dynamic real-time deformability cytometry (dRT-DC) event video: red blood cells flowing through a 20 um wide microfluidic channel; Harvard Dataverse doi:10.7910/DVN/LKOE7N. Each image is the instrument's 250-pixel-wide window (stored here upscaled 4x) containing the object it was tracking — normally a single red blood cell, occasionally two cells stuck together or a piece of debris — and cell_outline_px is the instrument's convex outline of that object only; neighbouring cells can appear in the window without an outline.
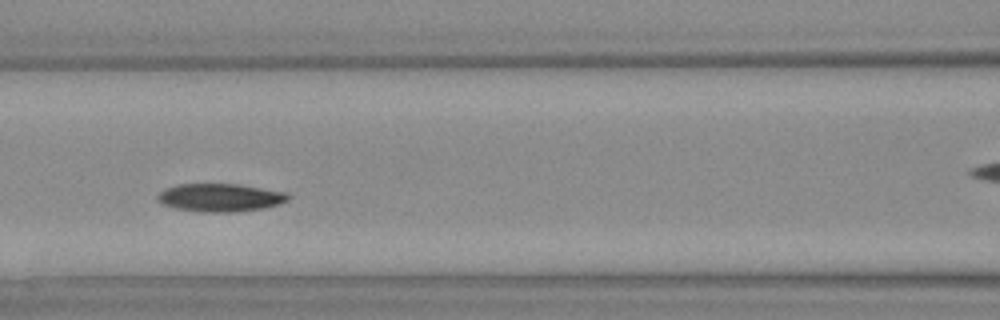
{"species": "Egyptian fruit bat (a non-hibernating species)", "species_latin": "Rousettus aegyptiacus", "temperature_condition": "warm", "stored_images_in_passage": 26, "camera_frame_rate_fps": 3000, "um_per_image_px": 0.085, "animal": {"sex": "female"}, "frame": {"image": 1, "passage_image": 5, "time_ms": 1.333, "image_size_px": [1000, 320], "cell_outline_px": [[288, 200], [280, 204], [264, 208], [236, 212], [200, 212], [176, 208], [164, 204], [156, 196], [164, 188], [180, 184], [240, 184], [288, 192]], "centroid_in_image_um": [18.76, 16.79], "position_along_channel_um": 147.8, "area_um2": 21.39}}
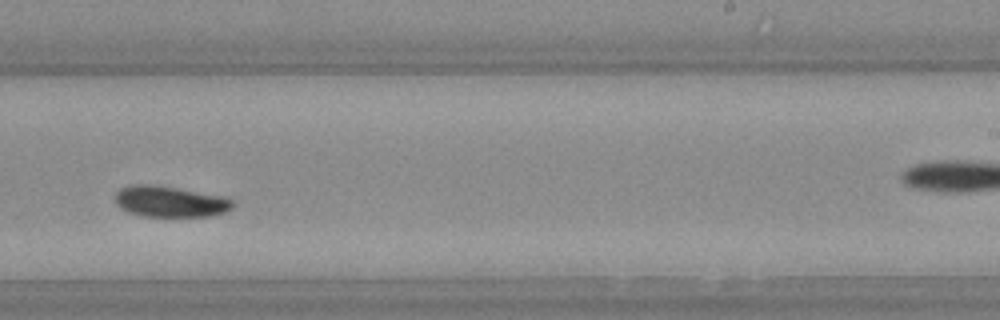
{"frame": {"image": 2, "passage_image": 12, "time_ms": 3.667, "image_size_px": [1000, 320], "cell_outline_px": [[232, 208], [224, 212], [212, 216], [144, 216], [128, 212], [120, 208], [116, 204], [116, 192], [120, 188], [132, 184], [152, 184], [176, 188], [220, 196], [232, 200]], "centroid_in_image_um": [14.4, 17.13], "position_along_channel_um": 274.6, "area_um2": 20.98}}